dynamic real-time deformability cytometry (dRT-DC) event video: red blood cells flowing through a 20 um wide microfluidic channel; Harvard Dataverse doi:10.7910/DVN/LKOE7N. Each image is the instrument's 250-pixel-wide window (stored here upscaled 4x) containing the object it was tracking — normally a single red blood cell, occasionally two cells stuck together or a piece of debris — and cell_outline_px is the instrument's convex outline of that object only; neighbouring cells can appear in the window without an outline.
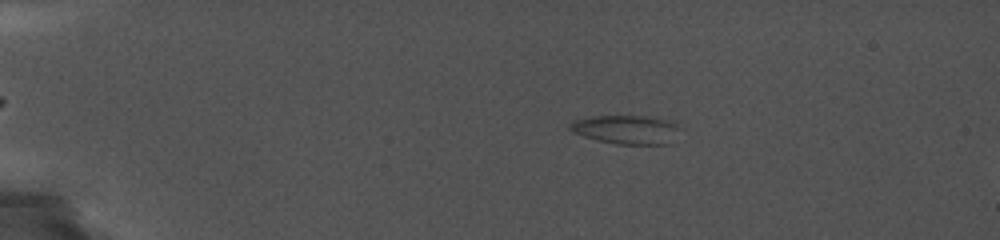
{"species": "common noctule bat (a hibernating species)", "species_latin": "Nyctalus noctula", "temperature_condition": "cold", "stored_images_in_passage": 67, "camera_frame_rate_fps": 5000, "um_per_image_px": 0.085, "animal": {"sex": "female", "body_mass_g": 19.0, "forearm_length_mm": 56.7}, "frame": {"image": 1, "passage_image": 16, "time_ms": 4.2, "image_size_px": [1000, 240], "cell_outline_px": [[680, 128], [668, 144], [616, 144], [596, 140], [572, 132], [568, 128], [568, 124], [572, 120], [592, 116], [644, 116], [672, 120]], "centroid_in_image_um": [53.19, 11.0], "position_along_channel_um": 31.8, "area_um2": 18.55}}
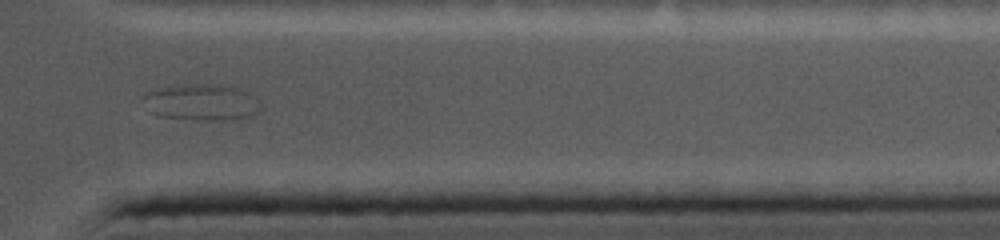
{"frame": {"image": 2, "passage_image": 60, "time_ms": 17.0, "image_size_px": [1000, 240], "cell_outline_px": [[260, 108], [252, 116], [232, 120], [204, 120], [160, 116], [152, 112], [144, 96], [148, 92], [160, 88], [196, 84], [224, 84], [240, 88], [256, 96], [260, 100]], "centroid_in_image_um": [17.27, 8.69], "position_along_channel_um": 394.1, "area_um2": 24.62}}
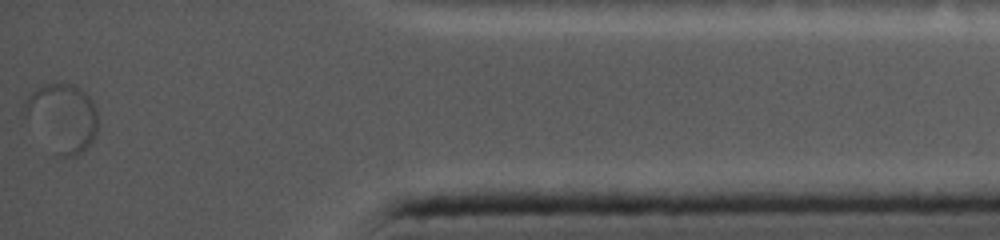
{"frame": {"image": 3, "passage_image": 67, "time_ms": 18.8, "image_size_px": [1000, 240], "cell_outline_px": [[96, 136], [76, 156], [60, 156], [56, 152], [24, 104], [28, 96], [36, 88], [48, 84], [72, 84], [84, 92], [92, 100], [96, 112]], "centroid_in_image_um": [5.42, 9.94], "position_along_channel_um": 429.8, "area_um2": 26.7}}